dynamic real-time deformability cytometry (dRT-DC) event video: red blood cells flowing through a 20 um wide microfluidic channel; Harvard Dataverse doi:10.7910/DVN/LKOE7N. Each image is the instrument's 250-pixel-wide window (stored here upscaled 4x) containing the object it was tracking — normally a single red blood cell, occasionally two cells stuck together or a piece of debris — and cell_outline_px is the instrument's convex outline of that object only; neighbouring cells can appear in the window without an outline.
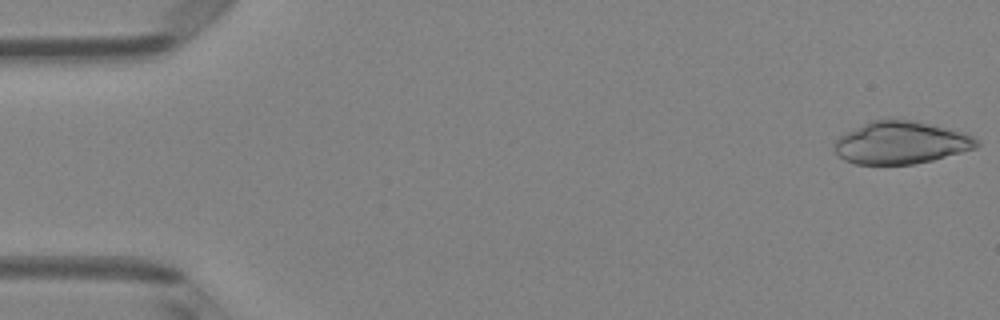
{"species": "Egyptian fruit bat (a non-hibernating species)", "species_latin": "Rousettus aegyptiacus", "temperature_condition": "room temperature", "stored_images_in_passage": 4, "camera_frame_rate_fps": 3000, "um_per_image_px": 0.085, "animal": {"sex": "female"}, "frame": {"image": 1, "passage_image": 1, "time_ms": 0.0, "image_size_px": [1000, 320], "cell_outline_px": [[980, 144], [976, 148], [932, 160], [912, 164], [856, 164], [844, 160], [836, 152], [832, 144], [844, 132], [872, 120], [916, 120], [964, 132], [980, 140]], "centroid_in_image_um": [76.59, 12.12], "position_along_channel_um": 8.4, "area_um2": 35.26}}